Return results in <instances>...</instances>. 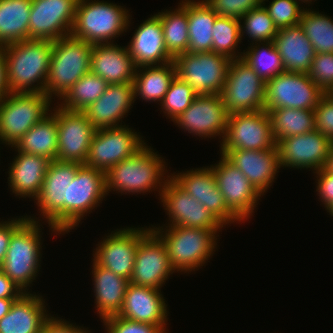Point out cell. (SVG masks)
<instances>
[{
	"label": "cell",
	"instance_id": "1",
	"mask_svg": "<svg viewBox=\"0 0 333 333\" xmlns=\"http://www.w3.org/2000/svg\"><path fill=\"white\" fill-rule=\"evenodd\" d=\"M53 41L27 39L2 47L9 93H44Z\"/></svg>",
	"mask_w": 333,
	"mask_h": 333
},
{
	"label": "cell",
	"instance_id": "2",
	"mask_svg": "<svg viewBox=\"0 0 333 333\" xmlns=\"http://www.w3.org/2000/svg\"><path fill=\"white\" fill-rule=\"evenodd\" d=\"M147 144L132 157L117 163L105 173L106 194H141L157 191L160 195L171 177L165 159ZM168 173V174H166Z\"/></svg>",
	"mask_w": 333,
	"mask_h": 333
},
{
	"label": "cell",
	"instance_id": "3",
	"mask_svg": "<svg viewBox=\"0 0 333 333\" xmlns=\"http://www.w3.org/2000/svg\"><path fill=\"white\" fill-rule=\"evenodd\" d=\"M150 229L162 240L175 272L181 274H189L205 266L217 249L218 233L222 231L182 226L156 227L152 224Z\"/></svg>",
	"mask_w": 333,
	"mask_h": 333
},
{
	"label": "cell",
	"instance_id": "4",
	"mask_svg": "<svg viewBox=\"0 0 333 333\" xmlns=\"http://www.w3.org/2000/svg\"><path fill=\"white\" fill-rule=\"evenodd\" d=\"M27 218L12 234L0 269L24 293H31L32 290L29 291V288L41 269V252L44 246H42L43 232L40 227L42 219L30 215H27Z\"/></svg>",
	"mask_w": 333,
	"mask_h": 333
},
{
	"label": "cell",
	"instance_id": "5",
	"mask_svg": "<svg viewBox=\"0 0 333 333\" xmlns=\"http://www.w3.org/2000/svg\"><path fill=\"white\" fill-rule=\"evenodd\" d=\"M129 11L109 1L79 0L70 35L91 44L113 43L130 29Z\"/></svg>",
	"mask_w": 333,
	"mask_h": 333
},
{
	"label": "cell",
	"instance_id": "6",
	"mask_svg": "<svg viewBox=\"0 0 333 333\" xmlns=\"http://www.w3.org/2000/svg\"><path fill=\"white\" fill-rule=\"evenodd\" d=\"M93 46L71 35L53 41L45 86L47 97L60 100L83 75L90 72Z\"/></svg>",
	"mask_w": 333,
	"mask_h": 333
},
{
	"label": "cell",
	"instance_id": "7",
	"mask_svg": "<svg viewBox=\"0 0 333 333\" xmlns=\"http://www.w3.org/2000/svg\"><path fill=\"white\" fill-rule=\"evenodd\" d=\"M52 102L44 93H8L0 101V142L14 146L51 112Z\"/></svg>",
	"mask_w": 333,
	"mask_h": 333
},
{
	"label": "cell",
	"instance_id": "8",
	"mask_svg": "<svg viewBox=\"0 0 333 333\" xmlns=\"http://www.w3.org/2000/svg\"><path fill=\"white\" fill-rule=\"evenodd\" d=\"M82 164L53 160L45 174L40 194L35 199L38 212L56 235L66 234V201L69 184ZM42 214V215H41Z\"/></svg>",
	"mask_w": 333,
	"mask_h": 333
},
{
	"label": "cell",
	"instance_id": "9",
	"mask_svg": "<svg viewBox=\"0 0 333 333\" xmlns=\"http://www.w3.org/2000/svg\"><path fill=\"white\" fill-rule=\"evenodd\" d=\"M176 75L198 94H221L231 60L215 52H185L173 59Z\"/></svg>",
	"mask_w": 333,
	"mask_h": 333
},
{
	"label": "cell",
	"instance_id": "10",
	"mask_svg": "<svg viewBox=\"0 0 333 333\" xmlns=\"http://www.w3.org/2000/svg\"><path fill=\"white\" fill-rule=\"evenodd\" d=\"M143 138L128 124L96 130L84 165L106 173L114 165L132 157L148 144Z\"/></svg>",
	"mask_w": 333,
	"mask_h": 333
},
{
	"label": "cell",
	"instance_id": "11",
	"mask_svg": "<svg viewBox=\"0 0 333 333\" xmlns=\"http://www.w3.org/2000/svg\"><path fill=\"white\" fill-rule=\"evenodd\" d=\"M221 97L229 114L265 110V81L241 58L231 60Z\"/></svg>",
	"mask_w": 333,
	"mask_h": 333
},
{
	"label": "cell",
	"instance_id": "12",
	"mask_svg": "<svg viewBox=\"0 0 333 333\" xmlns=\"http://www.w3.org/2000/svg\"><path fill=\"white\" fill-rule=\"evenodd\" d=\"M324 95L307 73L284 72L265 82V110H314Z\"/></svg>",
	"mask_w": 333,
	"mask_h": 333
},
{
	"label": "cell",
	"instance_id": "13",
	"mask_svg": "<svg viewBox=\"0 0 333 333\" xmlns=\"http://www.w3.org/2000/svg\"><path fill=\"white\" fill-rule=\"evenodd\" d=\"M219 150H267L276 147L266 110L229 115Z\"/></svg>",
	"mask_w": 333,
	"mask_h": 333
},
{
	"label": "cell",
	"instance_id": "14",
	"mask_svg": "<svg viewBox=\"0 0 333 333\" xmlns=\"http://www.w3.org/2000/svg\"><path fill=\"white\" fill-rule=\"evenodd\" d=\"M124 227L116 229L102 237L101 242L96 244L92 258L99 266L111 270L130 281L137 246L140 238L150 229L144 227Z\"/></svg>",
	"mask_w": 333,
	"mask_h": 333
},
{
	"label": "cell",
	"instance_id": "15",
	"mask_svg": "<svg viewBox=\"0 0 333 333\" xmlns=\"http://www.w3.org/2000/svg\"><path fill=\"white\" fill-rule=\"evenodd\" d=\"M229 112L221 94H198L189 108L173 122L184 132L197 137L216 138L222 143L226 133Z\"/></svg>",
	"mask_w": 333,
	"mask_h": 333
},
{
	"label": "cell",
	"instance_id": "16",
	"mask_svg": "<svg viewBox=\"0 0 333 333\" xmlns=\"http://www.w3.org/2000/svg\"><path fill=\"white\" fill-rule=\"evenodd\" d=\"M106 197L105 172L82 165L69 184L68 201H66V233L77 228L81 220L97 209Z\"/></svg>",
	"mask_w": 333,
	"mask_h": 333
},
{
	"label": "cell",
	"instance_id": "17",
	"mask_svg": "<svg viewBox=\"0 0 333 333\" xmlns=\"http://www.w3.org/2000/svg\"><path fill=\"white\" fill-rule=\"evenodd\" d=\"M52 109L58 129L56 160L84 165L96 129L81 111L65 110L58 105Z\"/></svg>",
	"mask_w": 333,
	"mask_h": 333
},
{
	"label": "cell",
	"instance_id": "18",
	"mask_svg": "<svg viewBox=\"0 0 333 333\" xmlns=\"http://www.w3.org/2000/svg\"><path fill=\"white\" fill-rule=\"evenodd\" d=\"M79 0H32L29 39L56 41L71 34Z\"/></svg>",
	"mask_w": 333,
	"mask_h": 333
},
{
	"label": "cell",
	"instance_id": "19",
	"mask_svg": "<svg viewBox=\"0 0 333 333\" xmlns=\"http://www.w3.org/2000/svg\"><path fill=\"white\" fill-rule=\"evenodd\" d=\"M213 169L217 187L222 193L227 207L242 221L251 219L262 195L248 178L223 154ZM253 213V214H252Z\"/></svg>",
	"mask_w": 333,
	"mask_h": 333
},
{
	"label": "cell",
	"instance_id": "20",
	"mask_svg": "<svg viewBox=\"0 0 333 333\" xmlns=\"http://www.w3.org/2000/svg\"><path fill=\"white\" fill-rule=\"evenodd\" d=\"M158 196L169 217L168 223L162 224V226L203 229H223L225 227L202 203L184 191L171 177Z\"/></svg>",
	"mask_w": 333,
	"mask_h": 333
},
{
	"label": "cell",
	"instance_id": "21",
	"mask_svg": "<svg viewBox=\"0 0 333 333\" xmlns=\"http://www.w3.org/2000/svg\"><path fill=\"white\" fill-rule=\"evenodd\" d=\"M333 142L318 130L280 139L276 146L280 168L309 169L312 172L325 168Z\"/></svg>",
	"mask_w": 333,
	"mask_h": 333
},
{
	"label": "cell",
	"instance_id": "22",
	"mask_svg": "<svg viewBox=\"0 0 333 333\" xmlns=\"http://www.w3.org/2000/svg\"><path fill=\"white\" fill-rule=\"evenodd\" d=\"M176 273L171 266L162 240L149 229L137 246L135 264L130 282L161 290L170 275Z\"/></svg>",
	"mask_w": 333,
	"mask_h": 333
},
{
	"label": "cell",
	"instance_id": "23",
	"mask_svg": "<svg viewBox=\"0 0 333 333\" xmlns=\"http://www.w3.org/2000/svg\"><path fill=\"white\" fill-rule=\"evenodd\" d=\"M194 169V170H193ZM176 174V175H175ZM171 178L190 196L202 203L225 227L242 221L227 207L209 166L171 173Z\"/></svg>",
	"mask_w": 333,
	"mask_h": 333
},
{
	"label": "cell",
	"instance_id": "24",
	"mask_svg": "<svg viewBox=\"0 0 333 333\" xmlns=\"http://www.w3.org/2000/svg\"><path fill=\"white\" fill-rule=\"evenodd\" d=\"M166 302L161 290L129 282L118 316L134 322L159 326L166 332L169 319Z\"/></svg>",
	"mask_w": 333,
	"mask_h": 333
},
{
	"label": "cell",
	"instance_id": "25",
	"mask_svg": "<svg viewBox=\"0 0 333 333\" xmlns=\"http://www.w3.org/2000/svg\"><path fill=\"white\" fill-rule=\"evenodd\" d=\"M248 178L263 196L273 185L280 170L277 146L267 150H220Z\"/></svg>",
	"mask_w": 333,
	"mask_h": 333
},
{
	"label": "cell",
	"instance_id": "26",
	"mask_svg": "<svg viewBox=\"0 0 333 333\" xmlns=\"http://www.w3.org/2000/svg\"><path fill=\"white\" fill-rule=\"evenodd\" d=\"M135 101L133 83L109 84L104 94L83 113L96 130L119 127Z\"/></svg>",
	"mask_w": 333,
	"mask_h": 333
},
{
	"label": "cell",
	"instance_id": "27",
	"mask_svg": "<svg viewBox=\"0 0 333 333\" xmlns=\"http://www.w3.org/2000/svg\"><path fill=\"white\" fill-rule=\"evenodd\" d=\"M126 47L135 66L163 65L173 61L167 52L160 18L154 14L135 29Z\"/></svg>",
	"mask_w": 333,
	"mask_h": 333
},
{
	"label": "cell",
	"instance_id": "28",
	"mask_svg": "<svg viewBox=\"0 0 333 333\" xmlns=\"http://www.w3.org/2000/svg\"><path fill=\"white\" fill-rule=\"evenodd\" d=\"M136 69L126 45L114 42L94 44L90 71L108 84L133 83Z\"/></svg>",
	"mask_w": 333,
	"mask_h": 333
},
{
	"label": "cell",
	"instance_id": "29",
	"mask_svg": "<svg viewBox=\"0 0 333 333\" xmlns=\"http://www.w3.org/2000/svg\"><path fill=\"white\" fill-rule=\"evenodd\" d=\"M12 163L9 165L8 188L19 199H35L42 189L45 174L47 173L50 160L34 155L17 151Z\"/></svg>",
	"mask_w": 333,
	"mask_h": 333
},
{
	"label": "cell",
	"instance_id": "30",
	"mask_svg": "<svg viewBox=\"0 0 333 333\" xmlns=\"http://www.w3.org/2000/svg\"><path fill=\"white\" fill-rule=\"evenodd\" d=\"M45 301L36 292L23 293L0 320V333H41L43 325L52 316L47 313Z\"/></svg>",
	"mask_w": 333,
	"mask_h": 333
},
{
	"label": "cell",
	"instance_id": "31",
	"mask_svg": "<svg viewBox=\"0 0 333 333\" xmlns=\"http://www.w3.org/2000/svg\"><path fill=\"white\" fill-rule=\"evenodd\" d=\"M273 42L285 72L309 71L316 52L299 24L279 29Z\"/></svg>",
	"mask_w": 333,
	"mask_h": 333
},
{
	"label": "cell",
	"instance_id": "32",
	"mask_svg": "<svg viewBox=\"0 0 333 333\" xmlns=\"http://www.w3.org/2000/svg\"><path fill=\"white\" fill-rule=\"evenodd\" d=\"M92 262L91 275L94 285L95 310L102 321L107 317L119 314L130 281L99 266L93 259Z\"/></svg>",
	"mask_w": 333,
	"mask_h": 333
},
{
	"label": "cell",
	"instance_id": "33",
	"mask_svg": "<svg viewBox=\"0 0 333 333\" xmlns=\"http://www.w3.org/2000/svg\"><path fill=\"white\" fill-rule=\"evenodd\" d=\"M187 12L189 32V53L210 52L213 43V26L218 16L204 0H181Z\"/></svg>",
	"mask_w": 333,
	"mask_h": 333
},
{
	"label": "cell",
	"instance_id": "34",
	"mask_svg": "<svg viewBox=\"0 0 333 333\" xmlns=\"http://www.w3.org/2000/svg\"><path fill=\"white\" fill-rule=\"evenodd\" d=\"M176 76L173 61L163 65L141 66L136 69L133 86L134 99L160 104Z\"/></svg>",
	"mask_w": 333,
	"mask_h": 333
},
{
	"label": "cell",
	"instance_id": "35",
	"mask_svg": "<svg viewBox=\"0 0 333 333\" xmlns=\"http://www.w3.org/2000/svg\"><path fill=\"white\" fill-rule=\"evenodd\" d=\"M58 146V129L56 115L51 111L35 124L11 148L17 151L56 160Z\"/></svg>",
	"mask_w": 333,
	"mask_h": 333
},
{
	"label": "cell",
	"instance_id": "36",
	"mask_svg": "<svg viewBox=\"0 0 333 333\" xmlns=\"http://www.w3.org/2000/svg\"><path fill=\"white\" fill-rule=\"evenodd\" d=\"M32 0H0V47L29 39Z\"/></svg>",
	"mask_w": 333,
	"mask_h": 333
},
{
	"label": "cell",
	"instance_id": "37",
	"mask_svg": "<svg viewBox=\"0 0 333 333\" xmlns=\"http://www.w3.org/2000/svg\"><path fill=\"white\" fill-rule=\"evenodd\" d=\"M266 111L271 120L272 133L276 143L280 139L315 130L314 110L277 108Z\"/></svg>",
	"mask_w": 333,
	"mask_h": 333
},
{
	"label": "cell",
	"instance_id": "38",
	"mask_svg": "<svg viewBox=\"0 0 333 333\" xmlns=\"http://www.w3.org/2000/svg\"><path fill=\"white\" fill-rule=\"evenodd\" d=\"M155 14L160 18L169 55L174 59L187 52L189 32L186 10L179 4L174 10L166 9Z\"/></svg>",
	"mask_w": 333,
	"mask_h": 333
},
{
	"label": "cell",
	"instance_id": "39",
	"mask_svg": "<svg viewBox=\"0 0 333 333\" xmlns=\"http://www.w3.org/2000/svg\"><path fill=\"white\" fill-rule=\"evenodd\" d=\"M109 84L91 71L83 75L56 103L62 109L83 112L90 104L97 101Z\"/></svg>",
	"mask_w": 333,
	"mask_h": 333
},
{
	"label": "cell",
	"instance_id": "40",
	"mask_svg": "<svg viewBox=\"0 0 333 333\" xmlns=\"http://www.w3.org/2000/svg\"><path fill=\"white\" fill-rule=\"evenodd\" d=\"M243 50L241 59L248 64L255 73L265 82L284 73V66L274 42H261L249 44ZM246 51V52H245Z\"/></svg>",
	"mask_w": 333,
	"mask_h": 333
},
{
	"label": "cell",
	"instance_id": "41",
	"mask_svg": "<svg viewBox=\"0 0 333 333\" xmlns=\"http://www.w3.org/2000/svg\"><path fill=\"white\" fill-rule=\"evenodd\" d=\"M314 10L306 6L299 25L316 53H333V18Z\"/></svg>",
	"mask_w": 333,
	"mask_h": 333
},
{
	"label": "cell",
	"instance_id": "42",
	"mask_svg": "<svg viewBox=\"0 0 333 333\" xmlns=\"http://www.w3.org/2000/svg\"><path fill=\"white\" fill-rule=\"evenodd\" d=\"M212 32V52L226 56L230 60L242 57L243 52H238L240 50L238 44L242 42L238 19L217 16Z\"/></svg>",
	"mask_w": 333,
	"mask_h": 333
},
{
	"label": "cell",
	"instance_id": "43",
	"mask_svg": "<svg viewBox=\"0 0 333 333\" xmlns=\"http://www.w3.org/2000/svg\"><path fill=\"white\" fill-rule=\"evenodd\" d=\"M239 21L241 40L246 34L251 40L250 44L271 42L278 31L263 6L247 12Z\"/></svg>",
	"mask_w": 333,
	"mask_h": 333
},
{
	"label": "cell",
	"instance_id": "44",
	"mask_svg": "<svg viewBox=\"0 0 333 333\" xmlns=\"http://www.w3.org/2000/svg\"><path fill=\"white\" fill-rule=\"evenodd\" d=\"M197 95L198 93L187 82L176 75L159 104L161 112L163 111L164 116L173 122L189 108Z\"/></svg>",
	"mask_w": 333,
	"mask_h": 333
},
{
	"label": "cell",
	"instance_id": "45",
	"mask_svg": "<svg viewBox=\"0 0 333 333\" xmlns=\"http://www.w3.org/2000/svg\"><path fill=\"white\" fill-rule=\"evenodd\" d=\"M267 1L263 0L262 6L268 12L278 30L299 24L305 8L303 5H299L297 0H272L266 6L265 2Z\"/></svg>",
	"mask_w": 333,
	"mask_h": 333
},
{
	"label": "cell",
	"instance_id": "46",
	"mask_svg": "<svg viewBox=\"0 0 333 333\" xmlns=\"http://www.w3.org/2000/svg\"><path fill=\"white\" fill-rule=\"evenodd\" d=\"M307 74L326 93L333 87V53H316Z\"/></svg>",
	"mask_w": 333,
	"mask_h": 333
},
{
	"label": "cell",
	"instance_id": "47",
	"mask_svg": "<svg viewBox=\"0 0 333 333\" xmlns=\"http://www.w3.org/2000/svg\"><path fill=\"white\" fill-rule=\"evenodd\" d=\"M218 16L240 20L247 12L261 7L263 0H204Z\"/></svg>",
	"mask_w": 333,
	"mask_h": 333
},
{
	"label": "cell",
	"instance_id": "48",
	"mask_svg": "<svg viewBox=\"0 0 333 333\" xmlns=\"http://www.w3.org/2000/svg\"><path fill=\"white\" fill-rule=\"evenodd\" d=\"M101 322L104 323L106 333H168L159 326L130 321L118 315L107 317Z\"/></svg>",
	"mask_w": 333,
	"mask_h": 333
},
{
	"label": "cell",
	"instance_id": "49",
	"mask_svg": "<svg viewBox=\"0 0 333 333\" xmlns=\"http://www.w3.org/2000/svg\"><path fill=\"white\" fill-rule=\"evenodd\" d=\"M315 129L333 142V101L324 95L314 108Z\"/></svg>",
	"mask_w": 333,
	"mask_h": 333
},
{
	"label": "cell",
	"instance_id": "50",
	"mask_svg": "<svg viewBox=\"0 0 333 333\" xmlns=\"http://www.w3.org/2000/svg\"><path fill=\"white\" fill-rule=\"evenodd\" d=\"M316 175V192L319 196L321 205H324L326 211L333 206V173L326 168L313 172Z\"/></svg>",
	"mask_w": 333,
	"mask_h": 333
},
{
	"label": "cell",
	"instance_id": "51",
	"mask_svg": "<svg viewBox=\"0 0 333 333\" xmlns=\"http://www.w3.org/2000/svg\"><path fill=\"white\" fill-rule=\"evenodd\" d=\"M27 214L16 218L0 221V267L6 257L12 234L27 220Z\"/></svg>",
	"mask_w": 333,
	"mask_h": 333
},
{
	"label": "cell",
	"instance_id": "52",
	"mask_svg": "<svg viewBox=\"0 0 333 333\" xmlns=\"http://www.w3.org/2000/svg\"><path fill=\"white\" fill-rule=\"evenodd\" d=\"M70 323L61 317H54L52 315L43 325L41 333H91L88 327L76 325V323Z\"/></svg>",
	"mask_w": 333,
	"mask_h": 333
},
{
	"label": "cell",
	"instance_id": "53",
	"mask_svg": "<svg viewBox=\"0 0 333 333\" xmlns=\"http://www.w3.org/2000/svg\"><path fill=\"white\" fill-rule=\"evenodd\" d=\"M23 293L0 269V298H19Z\"/></svg>",
	"mask_w": 333,
	"mask_h": 333
},
{
	"label": "cell",
	"instance_id": "54",
	"mask_svg": "<svg viewBox=\"0 0 333 333\" xmlns=\"http://www.w3.org/2000/svg\"><path fill=\"white\" fill-rule=\"evenodd\" d=\"M6 60L4 51L0 47V101L8 94Z\"/></svg>",
	"mask_w": 333,
	"mask_h": 333
},
{
	"label": "cell",
	"instance_id": "55",
	"mask_svg": "<svg viewBox=\"0 0 333 333\" xmlns=\"http://www.w3.org/2000/svg\"><path fill=\"white\" fill-rule=\"evenodd\" d=\"M18 298H0V320L10 311L14 301Z\"/></svg>",
	"mask_w": 333,
	"mask_h": 333
},
{
	"label": "cell",
	"instance_id": "56",
	"mask_svg": "<svg viewBox=\"0 0 333 333\" xmlns=\"http://www.w3.org/2000/svg\"><path fill=\"white\" fill-rule=\"evenodd\" d=\"M325 168L329 171L333 173V144L330 147V152L328 155V159H327V163L325 165Z\"/></svg>",
	"mask_w": 333,
	"mask_h": 333
},
{
	"label": "cell",
	"instance_id": "57",
	"mask_svg": "<svg viewBox=\"0 0 333 333\" xmlns=\"http://www.w3.org/2000/svg\"><path fill=\"white\" fill-rule=\"evenodd\" d=\"M312 1H316V0H297V2H298L299 4H303V3H304V6H305V4H306V5L308 4V6H310L309 4L312 5Z\"/></svg>",
	"mask_w": 333,
	"mask_h": 333
},
{
	"label": "cell",
	"instance_id": "58",
	"mask_svg": "<svg viewBox=\"0 0 333 333\" xmlns=\"http://www.w3.org/2000/svg\"><path fill=\"white\" fill-rule=\"evenodd\" d=\"M325 95L333 101V87H331Z\"/></svg>",
	"mask_w": 333,
	"mask_h": 333
},
{
	"label": "cell",
	"instance_id": "59",
	"mask_svg": "<svg viewBox=\"0 0 333 333\" xmlns=\"http://www.w3.org/2000/svg\"><path fill=\"white\" fill-rule=\"evenodd\" d=\"M329 215L333 216V206L327 211Z\"/></svg>",
	"mask_w": 333,
	"mask_h": 333
}]
</instances>
